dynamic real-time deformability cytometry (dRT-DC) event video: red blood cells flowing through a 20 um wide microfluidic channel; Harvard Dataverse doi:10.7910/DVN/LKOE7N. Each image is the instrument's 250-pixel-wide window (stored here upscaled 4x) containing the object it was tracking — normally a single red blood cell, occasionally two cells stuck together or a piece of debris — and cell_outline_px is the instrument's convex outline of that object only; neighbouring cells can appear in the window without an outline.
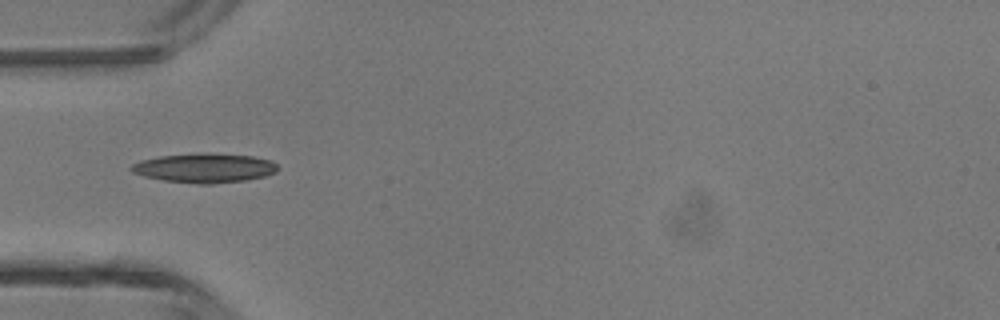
{"species": "common noctule bat (a hibernating species)", "species_latin": "Nyctalus noctula", "temperature_condition": "room temperature", "stored_images_in_passage": 5, "camera_frame_rate_fps": 3000, "um_per_image_px": 0.085, "animal": {"sex": "male", "body_mass_g": 13.3}, "frame": {"image": 1, "passage_image": 5, "time_ms": 1.333, "image_size_px": [1000, 320], "cell_outline_px": [[276, 172], [264, 176], [244, 180], [212, 184], [200, 184], [164, 180], [144, 176], [132, 172], [128, 168], [132, 164], [140, 160], [160, 156], [204, 152], [252, 156], [272, 160], [276, 164]], "centroid_in_image_um": [17.36, 14.27], "position_along_channel_um": 67.6, "area_um2": 25.03}}